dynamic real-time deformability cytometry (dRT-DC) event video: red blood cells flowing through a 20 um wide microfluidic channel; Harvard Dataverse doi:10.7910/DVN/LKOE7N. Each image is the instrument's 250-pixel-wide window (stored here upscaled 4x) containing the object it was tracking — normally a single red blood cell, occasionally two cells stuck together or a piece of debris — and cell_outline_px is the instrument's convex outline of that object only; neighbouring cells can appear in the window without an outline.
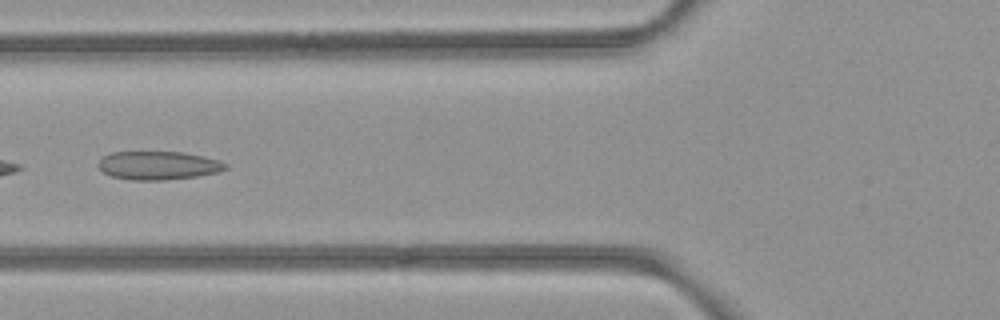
{"species": "common noctule bat (a hibernating species)", "species_latin": "Nyctalus noctula", "temperature_condition": "room temperature", "stored_images_in_passage": 8, "camera_frame_rate_fps": 3000, "um_per_image_px": 0.085, "animal": {"sex": "female", "body_mass_g": 21.9}, "frame": {"image": 1, "passage_image": 6, "time_ms": 1.667, "image_size_px": [1000, 320], "cell_outline_px": [[228, 168], [220, 172], [196, 176], [164, 180], [132, 180], [112, 176], [104, 172], [96, 164], [104, 156], [112, 152], [184, 152], [204, 156], [220, 160], [228, 164]], "centroid_in_image_um": [13.5, 14.06], "position_along_channel_um": 112.3, "area_um2": 21.15}}
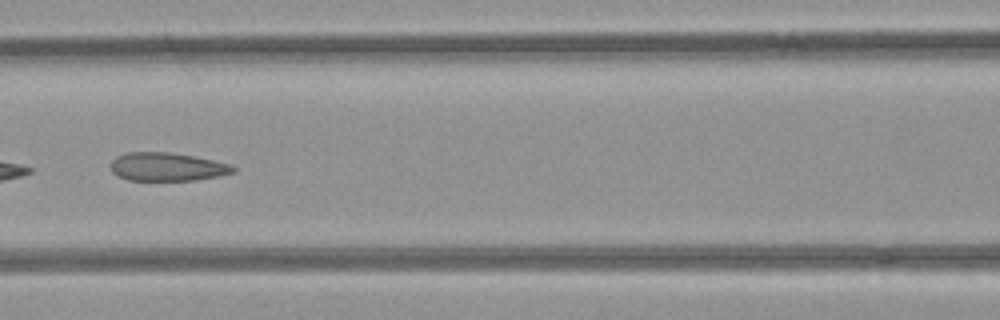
{"frame": {"image": 2, "passage_image": 7, "time_ms": 2.0, "image_size_px": [1000, 320], "cell_outline_px": [[236, 172], [220, 176], [196, 180], [128, 180], [116, 176], [112, 172], [112, 160], [116, 156], [128, 152], [168, 152], [192, 156], [232, 164], [236, 168]], "centroid_in_image_um": [14.22, 14.18], "position_along_channel_um": 152.4, "area_um2": 20.29}}
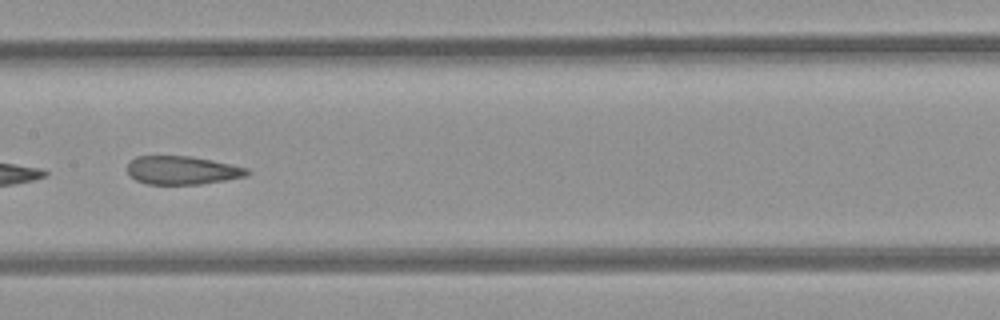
{"frame": {"image": 3, "passage_image": 8, "time_ms": 2.333, "image_size_px": [1000, 320], "cell_outline_px": [[248, 172], [244, 176], [224, 180], [200, 184], [148, 184], [136, 180], [128, 172], [128, 164], [136, 156], [188, 156], [212, 160], [248, 168]], "centroid_in_image_um": [15.46, 14.47], "position_along_channel_um": 191.9, "area_um2": 19.48}}